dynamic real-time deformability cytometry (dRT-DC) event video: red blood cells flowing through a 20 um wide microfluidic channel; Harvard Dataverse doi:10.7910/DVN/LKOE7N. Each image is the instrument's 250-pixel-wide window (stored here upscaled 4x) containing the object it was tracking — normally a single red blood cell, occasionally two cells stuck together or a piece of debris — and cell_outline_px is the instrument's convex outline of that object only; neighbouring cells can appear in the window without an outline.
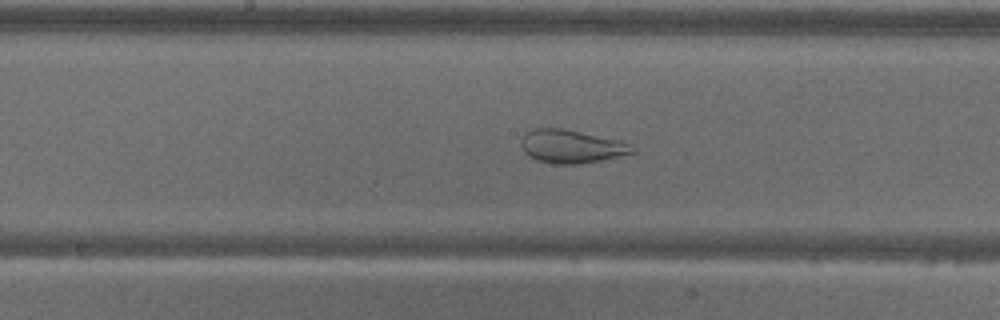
{"species": "common noctule bat (a hibernating species)", "species_latin": "Nyctalus noctula", "temperature_condition": "warm", "stored_images_in_passage": 49, "camera_frame_rate_fps": 3000, "um_per_image_px": 0.085, "animal": {"sex": "male", "body_mass_g": 18.8}, "frame": {"image": 1, "passage_image": 21, "time_ms": 6.667, "image_size_px": [1000, 320], "cell_outline_px": [[636, 152], [600, 160], [576, 164], [556, 164], [536, 160], [528, 156], [524, 152], [520, 144], [520, 140], [528, 132], [536, 128], [564, 128], [620, 140], [636, 148]], "centroid_in_image_um": [48.55, 12.44], "position_along_channel_um": 199.6, "area_um2": 21.5}}
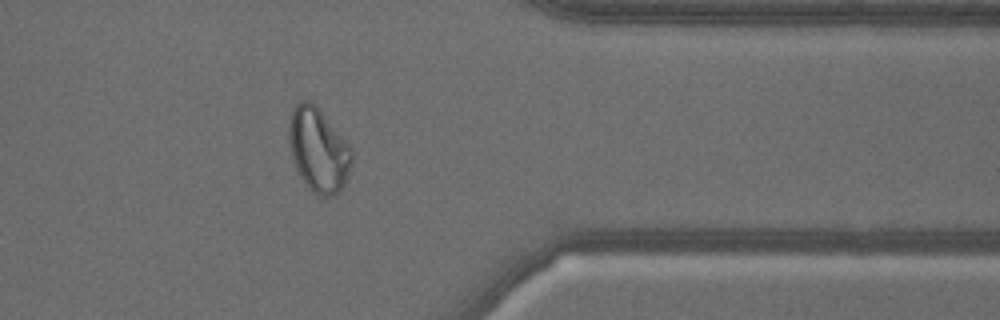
{"frame": {"image": 2, "passage_image": 38, "time_ms": 12.333, "image_size_px": [1000, 320], "cell_outline_px": [[352, 164], [344, 184], [332, 196], [320, 196], [312, 192], [296, 172], [292, 160], [288, 140], [288, 124], [292, 108], [300, 100], [308, 100], [316, 104], [352, 148]], "centroid_in_image_um": [27.03, 12.72], "position_along_channel_um": 384.4, "area_um2": 31.1}}
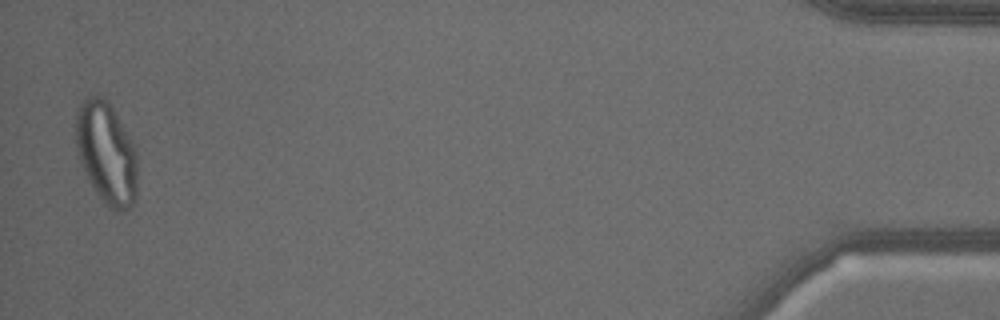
{"frame": {"image": 3, "passage_image": 48, "time_ms": 15.667, "image_size_px": [1000, 320], "cell_outline_px": [[136, 200], [124, 212], [116, 212], [104, 204], [88, 180], [80, 160], [76, 148], [76, 112], [80, 104], [84, 100], [96, 92], [104, 96], [108, 100], [132, 140], [136, 152]], "centroid_in_image_um": [9.04, 12.99], "position_along_channel_um": 426.2, "area_um2": 36.93}}